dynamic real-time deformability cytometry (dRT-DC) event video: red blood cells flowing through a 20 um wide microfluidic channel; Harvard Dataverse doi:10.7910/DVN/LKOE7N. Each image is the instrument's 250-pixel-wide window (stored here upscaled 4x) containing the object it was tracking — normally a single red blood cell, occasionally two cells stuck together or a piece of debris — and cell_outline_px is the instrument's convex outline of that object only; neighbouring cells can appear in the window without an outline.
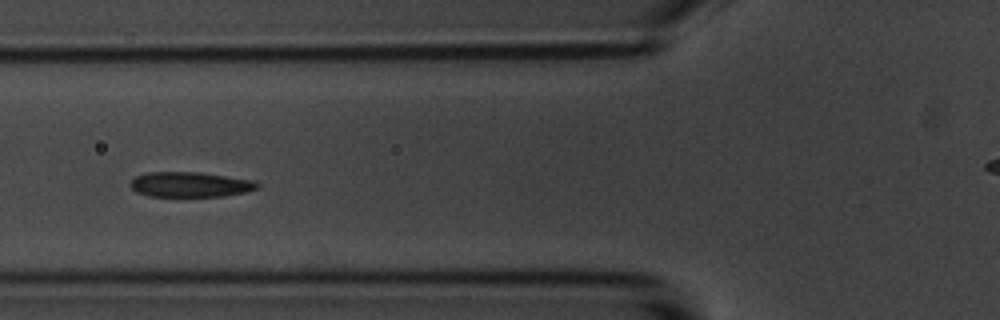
{"species": "common noctule bat (a hibernating species)", "species_latin": "Nyctalus noctula", "temperature_condition": "room temperature", "stored_images_in_passage": 42, "camera_frame_rate_fps": 3000, "um_per_image_px": 0.085, "animal": {"sex": "male", "body_mass_g": 20.1, "forearm_length_mm": 53.5}, "frame": {"image": 1, "passage_image": 6, "time_ms": 1.667, "image_size_px": [1000, 320], "cell_outline_px": [[260, 188], [244, 192], [224, 196], [148, 196], [136, 192], [128, 184], [136, 176], [148, 172], [196, 172], [256, 180], [260, 184]], "centroid_in_image_um": [16.18, 15.68], "position_along_channel_um": 109.6, "area_um2": 18.61}}
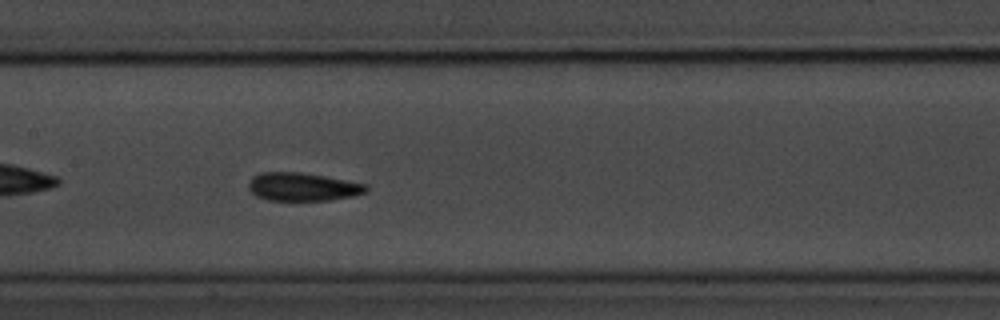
{"frame": {"image": 2, "passage_image": 12, "time_ms": 3.667, "image_size_px": [1000, 320], "cell_outline_px": [[368, 192], [352, 196], [332, 200], [268, 200], [256, 196], [248, 188], [248, 180], [252, 176], [260, 172], [300, 172], [324, 176], [368, 184]], "centroid_in_image_um": [25.72, 15.87], "position_along_channel_um": 181.7, "area_um2": 19.48}}
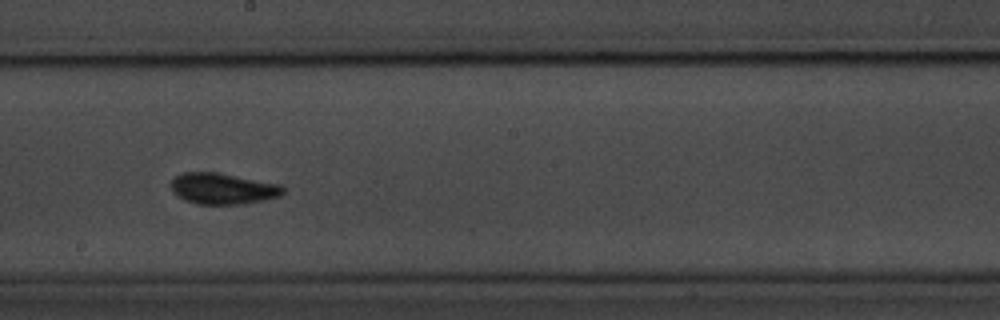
{"frame": {"image": 3, "passage_image": 16, "time_ms": 5.0, "image_size_px": [1000, 320], "cell_outline_px": [[288, 188], [280, 196], [264, 200], [244, 204], [196, 204], [184, 200], [176, 196], [172, 192], [172, 180], [176, 176], [184, 172], [212, 172], [280, 184]], "centroid_in_image_um": [18.95, 16.05], "position_along_channel_um": 229.2, "area_um2": 20.29}}